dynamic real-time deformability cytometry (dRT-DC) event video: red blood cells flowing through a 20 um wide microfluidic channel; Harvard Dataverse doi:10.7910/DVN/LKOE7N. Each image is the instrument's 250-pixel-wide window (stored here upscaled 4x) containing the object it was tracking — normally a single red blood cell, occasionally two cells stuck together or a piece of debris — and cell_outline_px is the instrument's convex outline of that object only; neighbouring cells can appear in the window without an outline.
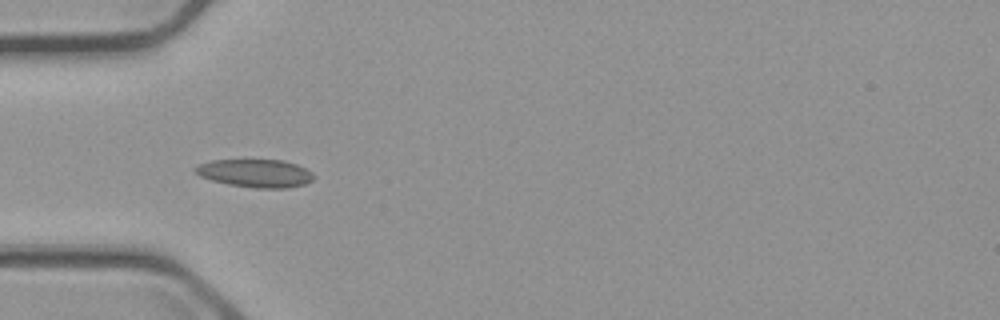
{"species": "common noctule bat (a hibernating species)", "species_latin": "Nyctalus noctula", "temperature_condition": "cold", "stored_images_in_passage": 6, "camera_frame_rate_fps": 3000, "um_per_image_px": 0.085, "animal": {"sex": "male", "body_mass_g": 23.1, "forearm_length_mm": 52.7}, "frame": {"image": 1, "passage_image": 6, "time_ms": 6.0, "image_size_px": [1000, 320], "cell_outline_px": [[312, 180], [304, 184], [288, 188], [252, 188], [228, 184], [212, 180], [200, 176], [192, 168], [196, 164], [212, 160], [284, 160], [296, 164], [312, 172]], "centroid_in_image_um": [21.67, 14.72], "position_along_channel_um": 63.3, "area_um2": 19.36}}